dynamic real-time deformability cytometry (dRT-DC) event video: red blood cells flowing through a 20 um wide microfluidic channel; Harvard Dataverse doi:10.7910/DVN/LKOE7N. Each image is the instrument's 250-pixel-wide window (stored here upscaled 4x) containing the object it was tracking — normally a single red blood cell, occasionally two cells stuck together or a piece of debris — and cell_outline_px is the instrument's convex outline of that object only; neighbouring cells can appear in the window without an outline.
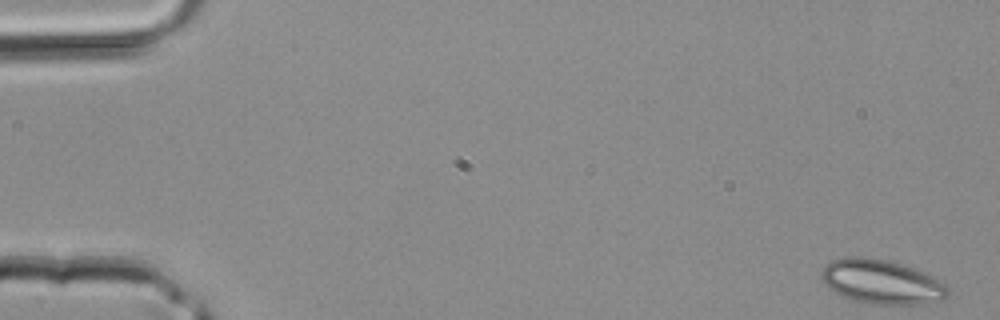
{"species": "common noctule bat (a hibernating species)", "species_latin": "Nyctalus noctula", "temperature_condition": "room temperature", "stored_images_in_passage": 42, "camera_frame_rate_fps": 3000, "um_per_image_px": 0.085, "animal": {"sex": "male", "body_mass_g": 20.4}, "frame": {"image": 1, "passage_image": 1, "time_ms": 0.0, "image_size_px": [1000, 320], "cell_outline_px": [[952, 292], [944, 300], [928, 304], [868, 304], [844, 296], [828, 288], [820, 280], [820, 272], [832, 260], [848, 256], [868, 256], [888, 260], [904, 264], [944, 280]], "centroid_in_image_um": [75.01, 23.95], "position_along_channel_um": 10.0, "area_um2": 33.41}}
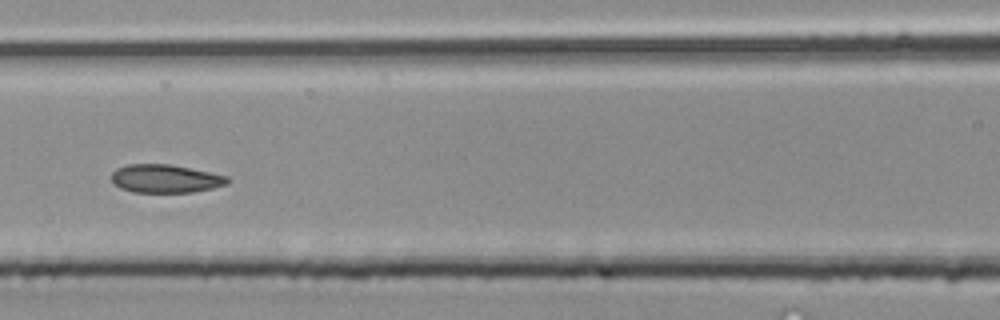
{"frame": {"image": 2, "passage_image": 19, "time_ms": 6.0, "image_size_px": [1000, 320], "cell_outline_px": [[228, 184], [212, 188], [192, 192], [132, 192], [120, 188], [112, 184], [112, 172], [116, 168], [128, 164], [168, 164], [228, 176]], "centroid_in_image_um": [14.01, 15.19], "position_along_channel_um": 152.6, "area_um2": 19.02}}
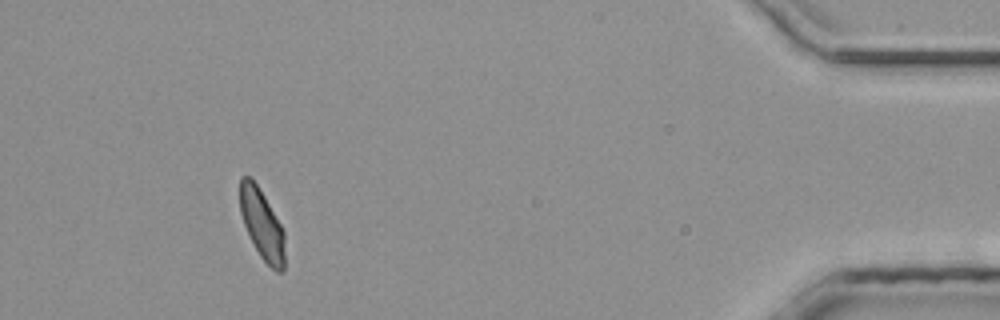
{"frame": {"image": 3, "passage_image": 39, "time_ms": 12.667, "image_size_px": [1000, 320], "cell_outline_px": [[284, 272], [276, 272], [260, 256], [244, 224], [240, 212], [240, 176], [248, 176], [256, 184], [264, 196], [280, 224], [284, 232]], "centroid_in_image_um": [22.27, 19.08], "position_along_channel_um": 412.9, "area_um2": 17.86}}